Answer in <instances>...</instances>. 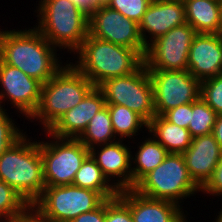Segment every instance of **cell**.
Masks as SVG:
<instances>
[{"mask_svg":"<svg viewBox=\"0 0 222 222\" xmlns=\"http://www.w3.org/2000/svg\"><path fill=\"white\" fill-rule=\"evenodd\" d=\"M1 30L0 59L5 64L18 68L42 84H45L65 66L61 60L62 57L59 56L60 53H57L59 50L49 43L35 27L25 28V30H11V28Z\"/></svg>","mask_w":222,"mask_h":222,"instance_id":"cell-1","label":"cell"},{"mask_svg":"<svg viewBox=\"0 0 222 222\" xmlns=\"http://www.w3.org/2000/svg\"><path fill=\"white\" fill-rule=\"evenodd\" d=\"M75 55L77 61L70 63L96 87L108 79L131 74L144 63L137 50L89 34Z\"/></svg>","mask_w":222,"mask_h":222,"instance_id":"cell-2","label":"cell"},{"mask_svg":"<svg viewBox=\"0 0 222 222\" xmlns=\"http://www.w3.org/2000/svg\"><path fill=\"white\" fill-rule=\"evenodd\" d=\"M34 26L55 48L75 53L88 36L89 13L72 0H39Z\"/></svg>","mask_w":222,"mask_h":222,"instance_id":"cell-3","label":"cell"},{"mask_svg":"<svg viewBox=\"0 0 222 222\" xmlns=\"http://www.w3.org/2000/svg\"><path fill=\"white\" fill-rule=\"evenodd\" d=\"M25 134L0 155V180L11 186L31 206L46 187L40 140Z\"/></svg>","mask_w":222,"mask_h":222,"instance_id":"cell-4","label":"cell"},{"mask_svg":"<svg viewBox=\"0 0 222 222\" xmlns=\"http://www.w3.org/2000/svg\"><path fill=\"white\" fill-rule=\"evenodd\" d=\"M51 79L41 87V99L37 111L29 119L40 123L48 131L58 119L78 105L94 87L69 60Z\"/></svg>","mask_w":222,"mask_h":222,"instance_id":"cell-5","label":"cell"},{"mask_svg":"<svg viewBox=\"0 0 222 222\" xmlns=\"http://www.w3.org/2000/svg\"><path fill=\"white\" fill-rule=\"evenodd\" d=\"M133 190L151 199L168 200L182 206L184 199L200 192V187L190 177L183 154L169 153Z\"/></svg>","mask_w":222,"mask_h":222,"instance_id":"cell-6","label":"cell"},{"mask_svg":"<svg viewBox=\"0 0 222 222\" xmlns=\"http://www.w3.org/2000/svg\"><path fill=\"white\" fill-rule=\"evenodd\" d=\"M104 200L98 192L73 184L46 186L31 209L50 222H71L80 214L95 210Z\"/></svg>","mask_w":222,"mask_h":222,"instance_id":"cell-7","label":"cell"},{"mask_svg":"<svg viewBox=\"0 0 222 222\" xmlns=\"http://www.w3.org/2000/svg\"><path fill=\"white\" fill-rule=\"evenodd\" d=\"M48 141H40L43 175L46 186L73 184L76 172L90 155L78 138H60L44 131Z\"/></svg>","mask_w":222,"mask_h":222,"instance_id":"cell-8","label":"cell"},{"mask_svg":"<svg viewBox=\"0 0 222 222\" xmlns=\"http://www.w3.org/2000/svg\"><path fill=\"white\" fill-rule=\"evenodd\" d=\"M98 88L103 93L106 104L126 106L147 123L156 115L153 88L145 63L129 75L102 82Z\"/></svg>","mask_w":222,"mask_h":222,"instance_id":"cell-9","label":"cell"},{"mask_svg":"<svg viewBox=\"0 0 222 222\" xmlns=\"http://www.w3.org/2000/svg\"><path fill=\"white\" fill-rule=\"evenodd\" d=\"M156 115L177 106L195 102L200 98L201 82L188 70H148Z\"/></svg>","mask_w":222,"mask_h":222,"instance_id":"cell-10","label":"cell"},{"mask_svg":"<svg viewBox=\"0 0 222 222\" xmlns=\"http://www.w3.org/2000/svg\"><path fill=\"white\" fill-rule=\"evenodd\" d=\"M197 32L188 24L175 27L154 40L148 47L144 63L148 70H188L189 50Z\"/></svg>","mask_w":222,"mask_h":222,"instance_id":"cell-11","label":"cell"},{"mask_svg":"<svg viewBox=\"0 0 222 222\" xmlns=\"http://www.w3.org/2000/svg\"><path fill=\"white\" fill-rule=\"evenodd\" d=\"M88 34L116 45L135 49L145 57L147 47L141 37L138 23L108 6L94 8L89 13Z\"/></svg>","mask_w":222,"mask_h":222,"instance_id":"cell-12","label":"cell"},{"mask_svg":"<svg viewBox=\"0 0 222 222\" xmlns=\"http://www.w3.org/2000/svg\"><path fill=\"white\" fill-rule=\"evenodd\" d=\"M0 87V107L10 101L19 115L29 121L40 104L42 83L0 59Z\"/></svg>","mask_w":222,"mask_h":222,"instance_id":"cell-13","label":"cell"},{"mask_svg":"<svg viewBox=\"0 0 222 222\" xmlns=\"http://www.w3.org/2000/svg\"><path fill=\"white\" fill-rule=\"evenodd\" d=\"M117 140L89 149L103 175L118 190L132 189L131 145ZM114 179V180H113Z\"/></svg>","mask_w":222,"mask_h":222,"instance_id":"cell-14","label":"cell"},{"mask_svg":"<svg viewBox=\"0 0 222 222\" xmlns=\"http://www.w3.org/2000/svg\"><path fill=\"white\" fill-rule=\"evenodd\" d=\"M186 23L183 0H152L138 25L143 42L148 47L171 29Z\"/></svg>","mask_w":222,"mask_h":222,"instance_id":"cell-15","label":"cell"},{"mask_svg":"<svg viewBox=\"0 0 222 222\" xmlns=\"http://www.w3.org/2000/svg\"><path fill=\"white\" fill-rule=\"evenodd\" d=\"M118 197L130 208L134 222H188L187 211L177 203L151 199L133 189L119 191Z\"/></svg>","mask_w":222,"mask_h":222,"instance_id":"cell-16","label":"cell"},{"mask_svg":"<svg viewBox=\"0 0 222 222\" xmlns=\"http://www.w3.org/2000/svg\"><path fill=\"white\" fill-rule=\"evenodd\" d=\"M188 72L200 82L222 74L221 34L195 35L189 50Z\"/></svg>","mask_w":222,"mask_h":222,"instance_id":"cell-17","label":"cell"},{"mask_svg":"<svg viewBox=\"0 0 222 222\" xmlns=\"http://www.w3.org/2000/svg\"><path fill=\"white\" fill-rule=\"evenodd\" d=\"M105 106L103 93L94 86L82 101L63 114L48 132L60 138H78L95 114Z\"/></svg>","mask_w":222,"mask_h":222,"instance_id":"cell-18","label":"cell"},{"mask_svg":"<svg viewBox=\"0 0 222 222\" xmlns=\"http://www.w3.org/2000/svg\"><path fill=\"white\" fill-rule=\"evenodd\" d=\"M222 155V148L213 134L192 138L183 153L190 177L201 188L211 177Z\"/></svg>","mask_w":222,"mask_h":222,"instance_id":"cell-19","label":"cell"},{"mask_svg":"<svg viewBox=\"0 0 222 222\" xmlns=\"http://www.w3.org/2000/svg\"><path fill=\"white\" fill-rule=\"evenodd\" d=\"M187 23L197 33L220 34L221 3L219 0H183Z\"/></svg>","mask_w":222,"mask_h":222,"instance_id":"cell-20","label":"cell"},{"mask_svg":"<svg viewBox=\"0 0 222 222\" xmlns=\"http://www.w3.org/2000/svg\"><path fill=\"white\" fill-rule=\"evenodd\" d=\"M147 130L148 135L159 142L168 153L183 154L191 145L189 130L170 123L162 115H155L148 122Z\"/></svg>","mask_w":222,"mask_h":222,"instance_id":"cell-21","label":"cell"},{"mask_svg":"<svg viewBox=\"0 0 222 222\" xmlns=\"http://www.w3.org/2000/svg\"><path fill=\"white\" fill-rule=\"evenodd\" d=\"M144 139V141L138 142V150L135 154H131L132 189L145 175L160 165L169 154L152 136Z\"/></svg>","mask_w":222,"mask_h":222,"instance_id":"cell-22","label":"cell"},{"mask_svg":"<svg viewBox=\"0 0 222 222\" xmlns=\"http://www.w3.org/2000/svg\"><path fill=\"white\" fill-rule=\"evenodd\" d=\"M73 185L98 192L105 200L115 198L119 191L103 175L101 168L89 155L75 174Z\"/></svg>","mask_w":222,"mask_h":222,"instance_id":"cell-23","label":"cell"},{"mask_svg":"<svg viewBox=\"0 0 222 222\" xmlns=\"http://www.w3.org/2000/svg\"><path fill=\"white\" fill-rule=\"evenodd\" d=\"M106 105L118 140L135 139V136L140 135L139 132L142 131V128H146L144 131H147L148 123L136 112L122 105Z\"/></svg>","mask_w":222,"mask_h":222,"instance_id":"cell-24","label":"cell"},{"mask_svg":"<svg viewBox=\"0 0 222 222\" xmlns=\"http://www.w3.org/2000/svg\"><path fill=\"white\" fill-rule=\"evenodd\" d=\"M78 139L88 148L117 141L107 105L90 120Z\"/></svg>","mask_w":222,"mask_h":222,"instance_id":"cell-25","label":"cell"},{"mask_svg":"<svg viewBox=\"0 0 222 222\" xmlns=\"http://www.w3.org/2000/svg\"><path fill=\"white\" fill-rule=\"evenodd\" d=\"M30 209L21 195L0 180V222H16Z\"/></svg>","mask_w":222,"mask_h":222,"instance_id":"cell-26","label":"cell"},{"mask_svg":"<svg viewBox=\"0 0 222 222\" xmlns=\"http://www.w3.org/2000/svg\"><path fill=\"white\" fill-rule=\"evenodd\" d=\"M218 114L200 97L191 103V118L188 126L192 138L213 133Z\"/></svg>","mask_w":222,"mask_h":222,"instance_id":"cell-27","label":"cell"},{"mask_svg":"<svg viewBox=\"0 0 222 222\" xmlns=\"http://www.w3.org/2000/svg\"><path fill=\"white\" fill-rule=\"evenodd\" d=\"M7 111L0 107V155L25 134L24 130H20L16 119L12 120L13 117L9 116Z\"/></svg>","mask_w":222,"mask_h":222,"instance_id":"cell-28","label":"cell"},{"mask_svg":"<svg viewBox=\"0 0 222 222\" xmlns=\"http://www.w3.org/2000/svg\"><path fill=\"white\" fill-rule=\"evenodd\" d=\"M200 97L218 115L222 114V74L201 81Z\"/></svg>","mask_w":222,"mask_h":222,"instance_id":"cell-29","label":"cell"},{"mask_svg":"<svg viewBox=\"0 0 222 222\" xmlns=\"http://www.w3.org/2000/svg\"><path fill=\"white\" fill-rule=\"evenodd\" d=\"M152 0H111L108 7L139 24Z\"/></svg>","mask_w":222,"mask_h":222,"instance_id":"cell-30","label":"cell"},{"mask_svg":"<svg viewBox=\"0 0 222 222\" xmlns=\"http://www.w3.org/2000/svg\"><path fill=\"white\" fill-rule=\"evenodd\" d=\"M105 222H134L130 208L118 196L105 200Z\"/></svg>","mask_w":222,"mask_h":222,"instance_id":"cell-31","label":"cell"},{"mask_svg":"<svg viewBox=\"0 0 222 222\" xmlns=\"http://www.w3.org/2000/svg\"><path fill=\"white\" fill-rule=\"evenodd\" d=\"M162 116L170 123L188 129L191 118V103L172 108Z\"/></svg>","mask_w":222,"mask_h":222,"instance_id":"cell-32","label":"cell"},{"mask_svg":"<svg viewBox=\"0 0 222 222\" xmlns=\"http://www.w3.org/2000/svg\"><path fill=\"white\" fill-rule=\"evenodd\" d=\"M200 192L209 194L208 196H222V155L211 177L200 188Z\"/></svg>","mask_w":222,"mask_h":222,"instance_id":"cell-33","label":"cell"},{"mask_svg":"<svg viewBox=\"0 0 222 222\" xmlns=\"http://www.w3.org/2000/svg\"><path fill=\"white\" fill-rule=\"evenodd\" d=\"M71 222H105V200L95 210L82 213Z\"/></svg>","mask_w":222,"mask_h":222,"instance_id":"cell-34","label":"cell"},{"mask_svg":"<svg viewBox=\"0 0 222 222\" xmlns=\"http://www.w3.org/2000/svg\"><path fill=\"white\" fill-rule=\"evenodd\" d=\"M16 222H50V221L41 218L35 211L30 209L24 216H22Z\"/></svg>","mask_w":222,"mask_h":222,"instance_id":"cell-35","label":"cell"},{"mask_svg":"<svg viewBox=\"0 0 222 222\" xmlns=\"http://www.w3.org/2000/svg\"><path fill=\"white\" fill-rule=\"evenodd\" d=\"M222 148V114L217 116L212 133Z\"/></svg>","mask_w":222,"mask_h":222,"instance_id":"cell-36","label":"cell"},{"mask_svg":"<svg viewBox=\"0 0 222 222\" xmlns=\"http://www.w3.org/2000/svg\"><path fill=\"white\" fill-rule=\"evenodd\" d=\"M74 3H77L88 13L91 12V0H72Z\"/></svg>","mask_w":222,"mask_h":222,"instance_id":"cell-37","label":"cell"},{"mask_svg":"<svg viewBox=\"0 0 222 222\" xmlns=\"http://www.w3.org/2000/svg\"><path fill=\"white\" fill-rule=\"evenodd\" d=\"M110 1L111 0H91V11L97 7L108 6Z\"/></svg>","mask_w":222,"mask_h":222,"instance_id":"cell-38","label":"cell"},{"mask_svg":"<svg viewBox=\"0 0 222 222\" xmlns=\"http://www.w3.org/2000/svg\"><path fill=\"white\" fill-rule=\"evenodd\" d=\"M222 207V206H221ZM219 215H216L217 217H215L214 221L215 222H222V208H220V211L218 212ZM213 221V222H214Z\"/></svg>","mask_w":222,"mask_h":222,"instance_id":"cell-39","label":"cell"},{"mask_svg":"<svg viewBox=\"0 0 222 222\" xmlns=\"http://www.w3.org/2000/svg\"><path fill=\"white\" fill-rule=\"evenodd\" d=\"M221 13H222V4H221ZM220 34L222 35V15H221V28H220Z\"/></svg>","mask_w":222,"mask_h":222,"instance_id":"cell-40","label":"cell"}]
</instances>
